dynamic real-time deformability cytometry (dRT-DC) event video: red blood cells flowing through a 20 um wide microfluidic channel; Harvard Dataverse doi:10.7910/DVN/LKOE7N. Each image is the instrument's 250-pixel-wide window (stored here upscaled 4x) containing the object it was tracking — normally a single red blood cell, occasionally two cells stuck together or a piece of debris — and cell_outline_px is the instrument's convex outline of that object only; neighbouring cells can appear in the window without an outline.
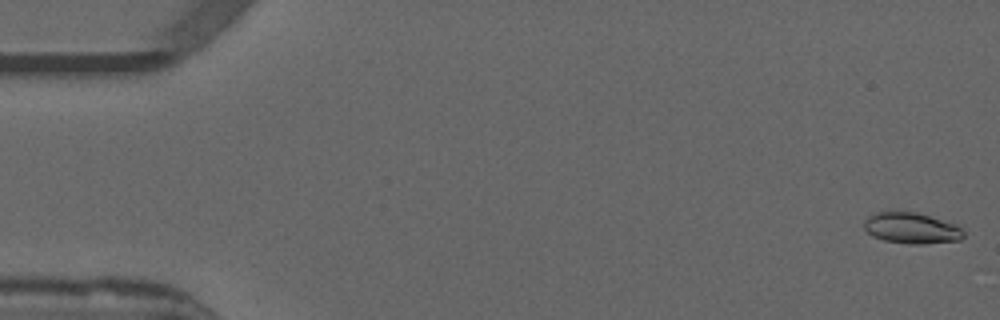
{"species": "common noctule bat (a hibernating species)", "species_latin": "Nyctalus noctula", "temperature_condition": "warm", "stored_images_in_passage": 16, "camera_frame_rate_fps": 3000, "um_per_image_px": 0.085, "animal": {"sex": "male", "forearm_length_mm": 52.5}, "frame": {"image": 1, "passage_image": 1, "time_ms": 0.0, "image_size_px": [1000, 320], "cell_outline_px": [[964, 236], [960, 240], [924, 244], [908, 244], [884, 240], [872, 236], [864, 228], [864, 220], [868, 216], [876, 212], [916, 212], [956, 224], [964, 232]], "centroid_in_image_um": [77.47, 19.4], "position_along_channel_um": 7.5, "area_um2": 17.92}}
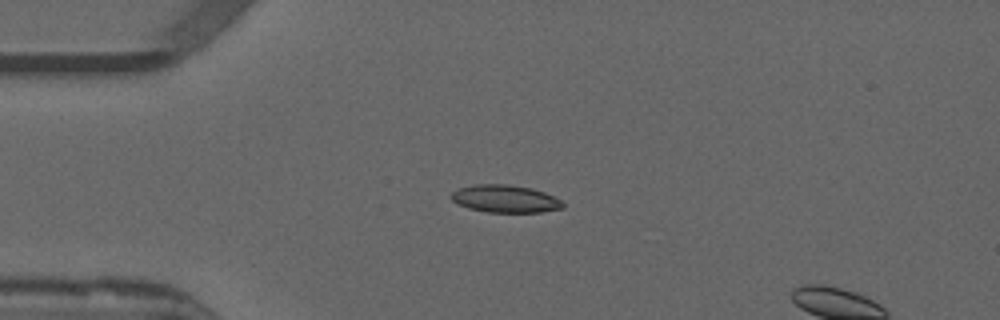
{"frame": {"image": 2, "passage_image": 13, "time_ms": 4.0, "image_size_px": [1000, 320], "cell_outline_px": [[564, 208], [540, 212], [488, 212], [468, 208], [452, 200], [448, 196], [456, 188], [472, 184], [508, 184], [532, 188], [544, 192], [560, 200], [564, 204]], "centroid_in_image_um": [42.9, 16.88], "position_along_channel_um": 42.1, "area_um2": 18.03}}